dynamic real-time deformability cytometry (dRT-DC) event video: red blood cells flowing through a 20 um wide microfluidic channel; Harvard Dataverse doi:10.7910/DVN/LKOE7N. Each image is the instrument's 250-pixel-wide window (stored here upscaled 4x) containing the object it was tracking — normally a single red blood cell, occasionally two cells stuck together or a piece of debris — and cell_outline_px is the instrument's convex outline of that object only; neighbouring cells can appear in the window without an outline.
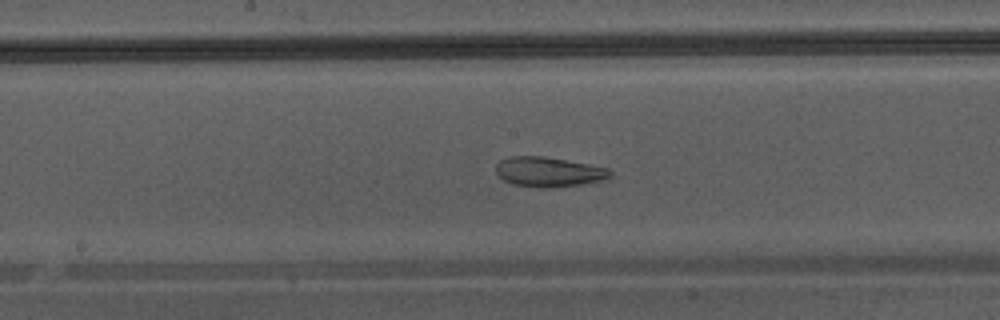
{"species": "Egyptian fruit bat (a non-hibernating species)", "species_latin": "Rousettus aegyptiacus", "temperature_condition": "warm", "stored_images_in_passage": 38, "camera_frame_rate_fps": 3000, "um_per_image_px": 0.085, "animal": {"sex": "male"}, "frame": {"image": 1, "passage_image": 17, "time_ms": 5.333, "image_size_px": [1000, 320], "cell_outline_px": [[612, 176], [600, 180], [580, 184], [548, 188], [536, 188], [512, 184], [496, 176], [496, 164], [500, 160], [508, 156], [544, 156], [588, 164], [608, 168], [612, 172]], "centroid_in_image_um": [46.57, 14.61], "position_along_channel_um": 201.6, "area_um2": 19.94}}
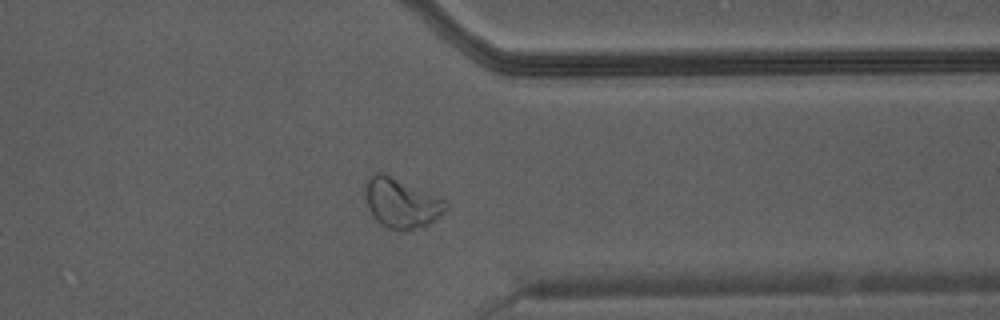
{"frame": {"image": 2, "passage_image": 29, "time_ms": 9.333, "image_size_px": [1000, 320], "cell_outline_px": [[448, 208], [440, 216], [428, 224], [400, 232], [388, 228], [380, 224], [376, 220], [368, 208], [364, 196], [364, 184], [368, 176], [376, 172], [384, 172], [444, 200], [448, 204]], "centroid_in_image_um": [34.05, 17.25], "position_along_channel_um": 377.3, "area_um2": 23.41}}
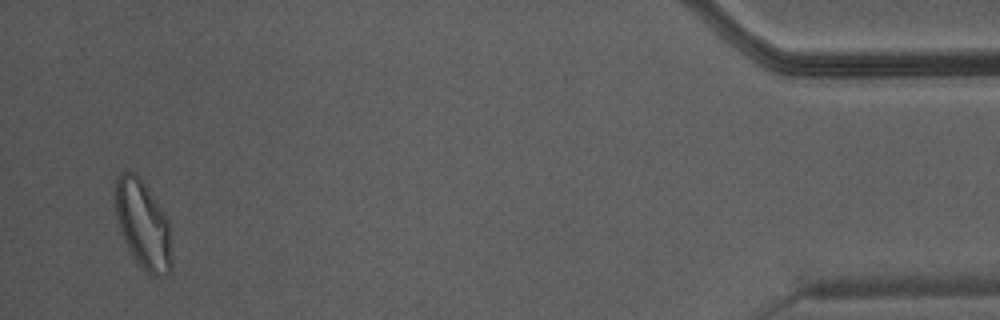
{"frame": {"image": 3, "passage_image": 37, "time_ms": 12.0, "image_size_px": [1000, 320], "cell_outline_px": [[172, 272], [156, 276], [152, 276], [144, 272], [132, 256], [124, 240], [112, 204], [112, 192], [116, 180], [120, 172], [136, 172], [140, 176], [168, 220], [172, 260]], "centroid_in_image_um": [12.11, 19.07], "position_along_channel_um": 423.1, "area_um2": 29.59}}